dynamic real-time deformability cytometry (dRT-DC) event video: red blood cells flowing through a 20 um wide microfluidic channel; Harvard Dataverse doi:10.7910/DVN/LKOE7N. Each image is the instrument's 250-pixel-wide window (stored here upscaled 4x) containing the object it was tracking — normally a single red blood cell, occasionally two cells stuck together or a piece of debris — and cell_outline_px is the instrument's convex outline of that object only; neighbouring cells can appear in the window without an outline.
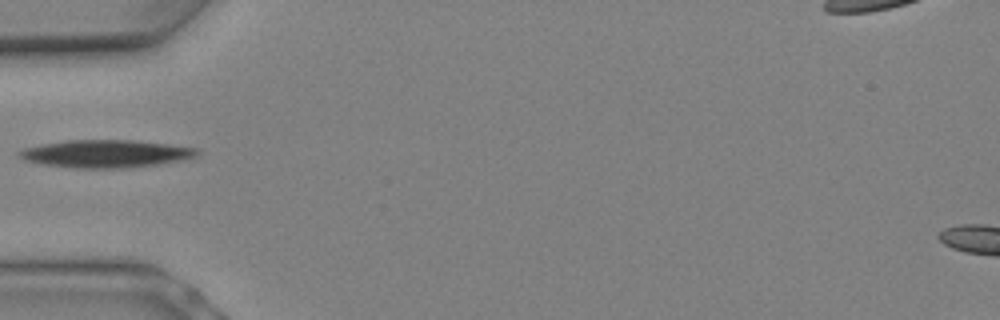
{"species": "Egyptian fruit bat (a non-hibernating species)", "species_latin": "Rousettus aegyptiacus", "temperature_condition": "warm", "stored_images_in_passage": 3, "camera_frame_rate_fps": 3000, "um_per_image_px": 0.085, "animal": {"sex": "female"}, "frame": {"image": 1, "passage_image": 1, "time_ms": 0.0, "image_size_px": [1000, 320], "cell_outline_px": [[200, 152], [196, 156], [184, 160], [160, 164], [132, 168], [72, 168], [40, 164], [24, 160], [16, 156], [16, 152], [24, 148], [44, 144], [68, 140], [132, 140], [168, 144], [200, 148]], "centroid_in_image_um": [9.01, 13.08], "position_along_channel_um": 76.0, "area_um2": 29.07}}